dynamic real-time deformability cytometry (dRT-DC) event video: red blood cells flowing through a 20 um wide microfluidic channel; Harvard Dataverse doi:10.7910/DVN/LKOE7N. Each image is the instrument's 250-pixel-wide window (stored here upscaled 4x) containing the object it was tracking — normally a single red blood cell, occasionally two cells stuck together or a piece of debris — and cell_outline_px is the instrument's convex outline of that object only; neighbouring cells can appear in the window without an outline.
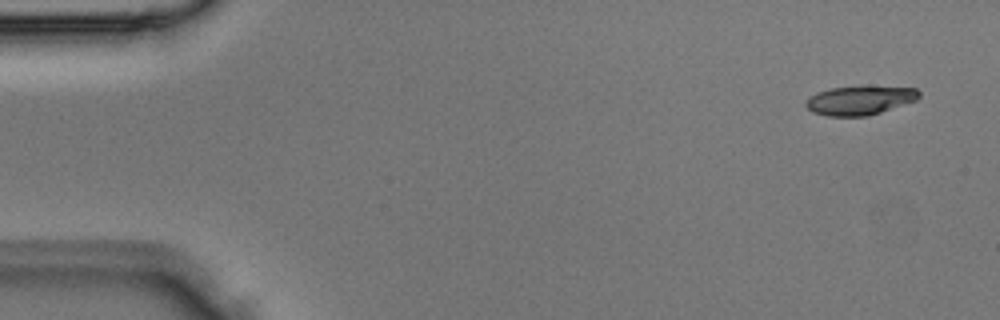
{"species": "Egyptian fruit bat (a non-hibernating species)", "species_latin": "Rousettus aegyptiacus", "temperature_condition": "room temperature", "stored_images_in_passage": 3, "camera_frame_rate_fps": 3000, "um_per_image_px": 0.085, "animal": {"sex": "male"}, "frame": {"image": 1, "passage_image": 1, "time_ms": 0.0, "image_size_px": [1000, 320], "cell_outline_px": [[920, 96], [916, 100], [868, 116], [828, 116], [812, 112], [804, 104], [804, 100], [816, 92], [832, 88], [916, 88], [920, 92]], "centroid_in_image_um": [73.01, 8.56], "position_along_channel_um": 12.0, "area_um2": 18.5}}
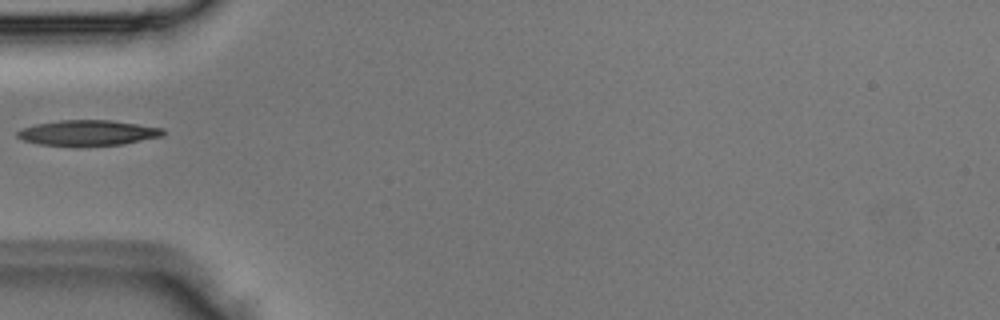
{"frame": {"image": 2, "passage_image": 3, "time_ms": 0.667, "image_size_px": [1000, 320], "cell_outline_px": [[164, 136], [124, 144], [40, 144], [24, 140], [16, 136], [16, 132], [20, 128], [36, 124], [60, 120], [112, 120], [164, 128]], "centroid_in_image_um": [7.5, 11.26], "position_along_channel_um": 77.5, "area_um2": 21.1}}